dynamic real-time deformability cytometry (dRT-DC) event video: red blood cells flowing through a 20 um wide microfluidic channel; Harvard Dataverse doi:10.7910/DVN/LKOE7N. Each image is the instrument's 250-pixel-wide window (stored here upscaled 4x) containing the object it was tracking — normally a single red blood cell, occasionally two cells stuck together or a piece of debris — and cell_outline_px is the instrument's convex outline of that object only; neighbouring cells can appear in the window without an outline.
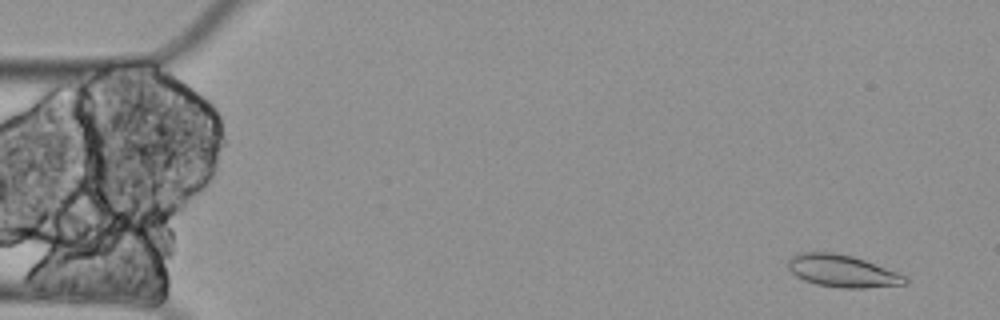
{"species": "Egyptian fruit bat (a non-hibernating species)", "species_latin": "Rousettus aegyptiacus", "temperature_condition": "cold", "stored_images_in_passage": 7, "camera_frame_rate_fps": 3000, "um_per_image_px": 0.085, "animal": {"sex": "female"}, "frame": {"image": 1, "passage_image": 1, "time_ms": 0.0, "image_size_px": [1000, 320], "cell_outline_px": [[908, 284], [864, 288], [840, 288], [816, 284], [804, 280], [796, 276], [788, 268], [788, 260], [792, 256], [800, 252], [832, 252], [852, 256], [864, 260], [908, 276]], "centroid_in_image_um": [71.61, 23.04], "position_along_channel_um": 13.4, "area_um2": 22.02}}
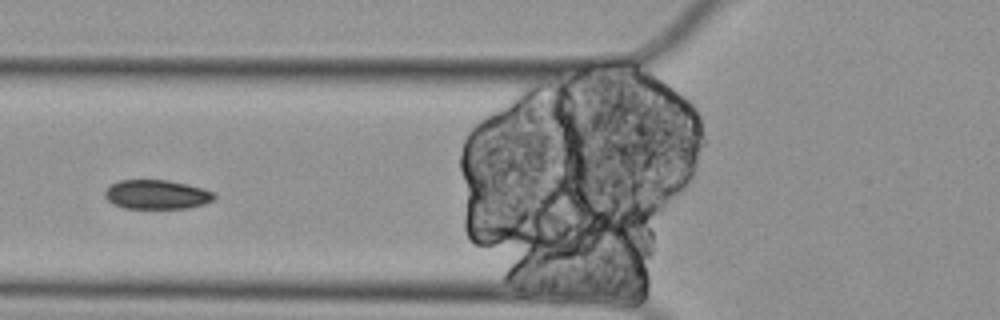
{"frame": {"image": 2, "passage_image": 6, "time_ms": 1.667, "image_size_px": [1000, 320], "cell_outline_px": [[216, 196], [212, 200], [204, 204], [188, 208], [124, 208], [112, 204], [104, 196], [104, 192], [112, 184], [120, 180], [168, 180], [188, 184], [204, 188], [216, 192]], "centroid_in_image_um": [13.35, 16.53], "position_along_channel_um": 112.5, "area_um2": 18.73}}
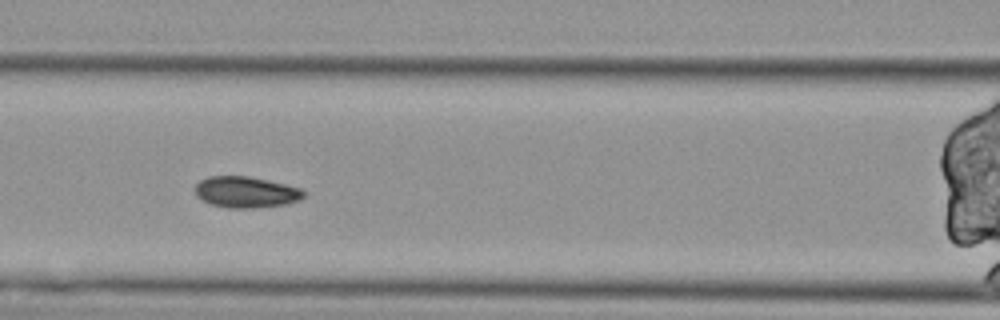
{"frame": {"image": 3, "passage_image": 7, "time_ms": 2.0, "image_size_px": [1000, 320], "cell_outline_px": [[304, 196], [300, 200], [284, 204], [252, 208], [228, 208], [212, 204], [200, 200], [196, 196], [196, 184], [200, 180], [208, 176], [248, 176], [268, 180], [300, 188], [304, 192]], "centroid_in_image_um": [20.87, 16.33], "position_along_channel_um": 145.7, "area_um2": 19.65}}